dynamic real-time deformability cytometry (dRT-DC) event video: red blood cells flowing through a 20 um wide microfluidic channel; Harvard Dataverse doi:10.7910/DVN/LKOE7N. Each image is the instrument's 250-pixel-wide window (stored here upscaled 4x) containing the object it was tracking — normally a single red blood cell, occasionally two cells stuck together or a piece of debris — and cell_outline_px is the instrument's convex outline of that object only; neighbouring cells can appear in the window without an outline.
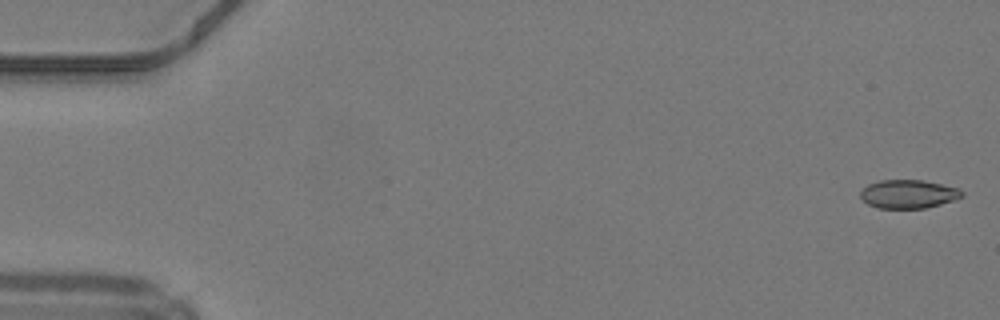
{"species": "common noctule bat (a hibernating species)", "species_latin": "Nyctalus noctula", "temperature_condition": "warm", "stored_images_in_passage": 49, "camera_frame_rate_fps": 3000, "um_per_image_px": 0.085, "animal": {"sex": "male", "body_mass_g": 19.2, "forearm_length_mm": 51.8}, "frame": {"image": 1, "passage_image": 1, "time_ms": 0.0, "image_size_px": [1000, 320], "cell_outline_px": [[964, 196], [940, 204], [924, 208], [876, 208], [868, 204], [860, 196], [860, 192], [868, 184], [880, 180], [924, 180], [960, 188], [964, 192]], "centroid_in_image_um": [77.22, 16.48], "position_along_channel_um": 7.8, "area_um2": 16.88}}
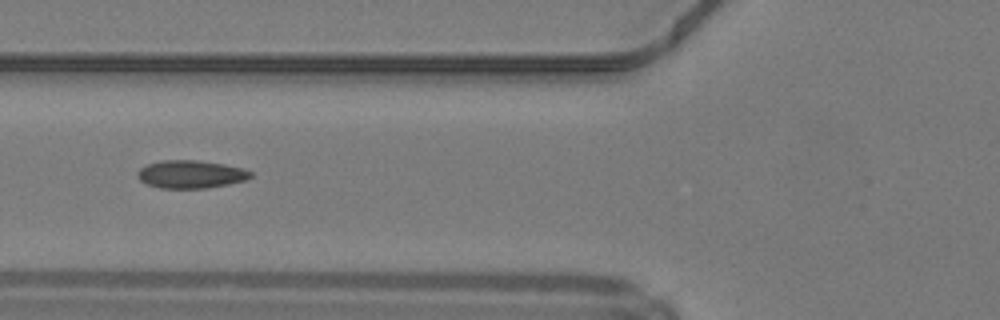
{"frame": {"image": 2, "passage_image": 19, "time_ms": 6.0, "image_size_px": [1000, 320], "cell_outline_px": [[252, 176], [244, 180], [228, 184], [208, 188], [160, 188], [148, 184], [140, 180], [136, 176], [136, 172], [140, 168], [148, 164], [160, 160], [196, 160], [224, 164], [244, 168], [252, 172]], "centroid_in_image_um": [16.2, 14.81], "position_along_channel_um": 109.6, "area_um2": 18.44}}
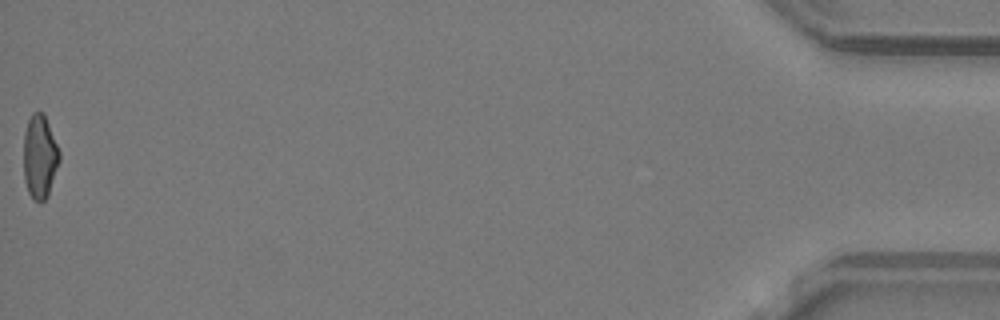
{"frame": {"image": 3, "passage_image": 49, "time_ms": 16.0, "image_size_px": [1000, 320], "cell_outline_px": [[60, 160], [48, 196], [44, 200], [32, 200], [28, 192], [24, 180], [24, 132], [28, 120], [32, 112], [44, 112], [60, 152]], "centroid_in_image_um": [3.38, 13.31], "position_along_channel_um": 431.8, "area_um2": 17.57}, "authors_computed_cell_mechanics": {"area_um2": 17.8602, "velocity_mm_per_s": 4.245, "shape_relaxation_time_tau1_ms": null, "shape_relaxation_time_tau2_ms": 1.9862, "deformation_change_tau1": null, "deformation_change_tau2": 0.0733}}